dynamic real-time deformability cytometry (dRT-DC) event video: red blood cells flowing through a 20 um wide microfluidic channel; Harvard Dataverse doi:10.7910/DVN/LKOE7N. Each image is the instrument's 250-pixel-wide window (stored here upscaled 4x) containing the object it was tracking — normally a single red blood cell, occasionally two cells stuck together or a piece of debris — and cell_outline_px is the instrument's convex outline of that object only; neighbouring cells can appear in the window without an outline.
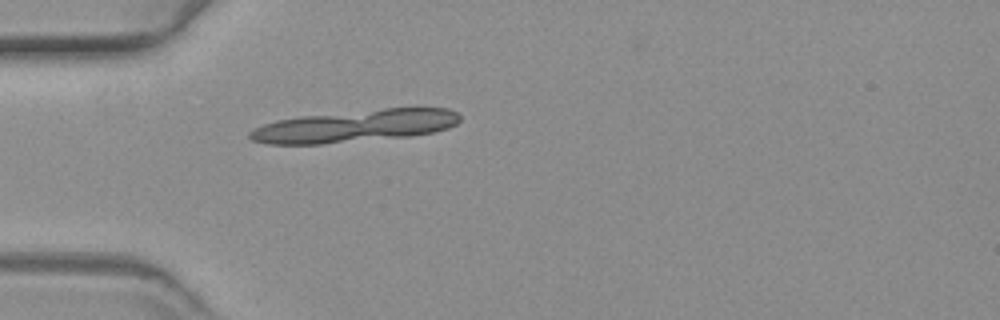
{"species": "common noctule bat (a hibernating species)", "species_latin": "Nyctalus noctula", "temperature_condition": "warm", "stored_images_in_passage": 21, "segment_of_instrument_passage": [2, 2], "camera_frame_rate_fps": 3000, "um_per_image_px": 0.085, "animal": {"sex": "female", "body_mass_g": 19.3, "forearm_length_mm": 54.1}, "frame": {"image": 1, "passage_image": 18, "time_ms": 5.667, "image_size_px": [1000, 320], "cell_outline_px": [[368, 132], [332, 140], [300, 144], [292, 144], [260, 140], [276, 124], [288, 120], [348, 120]], "centroid_in_image_um": [26.48, 11.16], "position_along_channel_um": 58.5, "area_um2": 13.29}}